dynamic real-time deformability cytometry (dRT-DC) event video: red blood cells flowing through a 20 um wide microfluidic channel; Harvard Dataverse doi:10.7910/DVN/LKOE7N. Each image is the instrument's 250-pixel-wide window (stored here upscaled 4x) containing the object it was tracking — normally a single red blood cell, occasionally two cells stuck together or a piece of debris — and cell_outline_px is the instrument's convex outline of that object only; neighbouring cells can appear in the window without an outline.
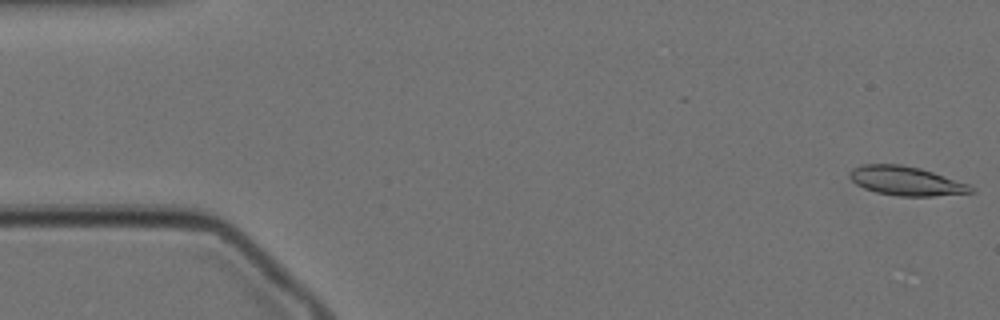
{"species": "Egyptian fruit bat (a non-hibernating species)", "species_latin": "Rousettus aegyptiacus", "temperature_condition": "cold", "stored_images_in_passage": 32, "camera_frame_rate_fps": 3000, "um_per_image_px": 0.085, "animal": {"sex": "female"}, "frame": {"image": 1, "passage_image": 1, "time_ms": 0.0, "image_size_px": [1000, 320], "cell_outline_px": [[976, 192], [936, 196], [896, 196], [876, 192], [864, 188], [856, 184], [848, 176], [848, 172], [852, 168], [864, 164], [900, 164], [920, 168], [968, 184], [976, 188]], "centroid_in_image_um": [77.01, 15.38], "position_along_channel_um": 8.0, "area_um2": 20.63}}
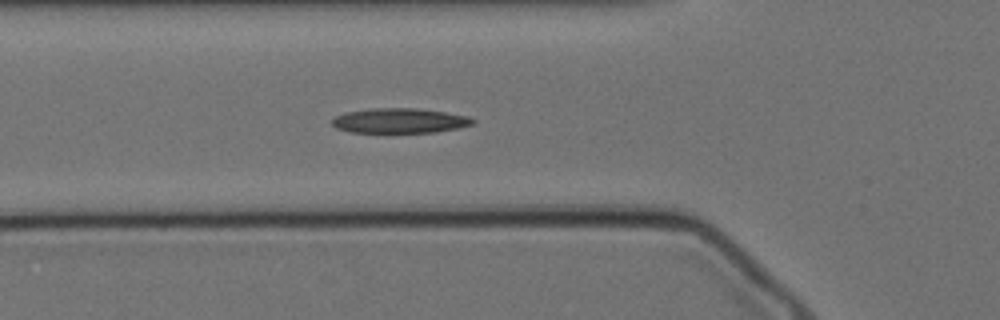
{"frame": {"image": 2, "passage_image": 19, "time_ms": 6.0, "image_size_px": [1000, 320], "cell_outline_px": [[476, 124], [436, 132], [348, 132], [336, 128], [332, 124], [332, 120], [336, 116], [348, 112], [368, 108], [416, 108], [444, 112], [468, 116], [476, 120]], "centroid_in_image_um": [33.99, 10.25], "position_along_channel_um": 91.8, "area_um2": 20.35}}
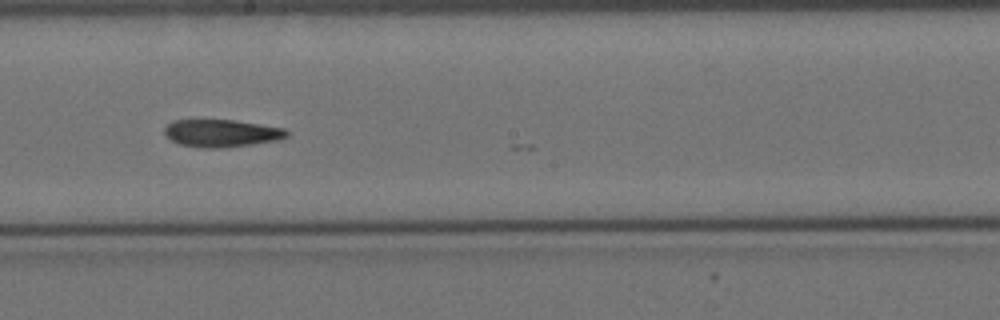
{"frame": {"image": 3, "passage_image": 31, "time_ms": 10.0, "image_size_px": [1000, 320], "cell_outline_px": [[288, 136], [280, 140], [224, 148], [204, 148], [180, 144], [164, 136], [164, 128], [172, 120], [236, 120], [284, 128], [288, 132]], "centroid_in_image_um": [18.83, 11.32], "position_along_channel_um": 229.4, "area_um2": 19.71}}